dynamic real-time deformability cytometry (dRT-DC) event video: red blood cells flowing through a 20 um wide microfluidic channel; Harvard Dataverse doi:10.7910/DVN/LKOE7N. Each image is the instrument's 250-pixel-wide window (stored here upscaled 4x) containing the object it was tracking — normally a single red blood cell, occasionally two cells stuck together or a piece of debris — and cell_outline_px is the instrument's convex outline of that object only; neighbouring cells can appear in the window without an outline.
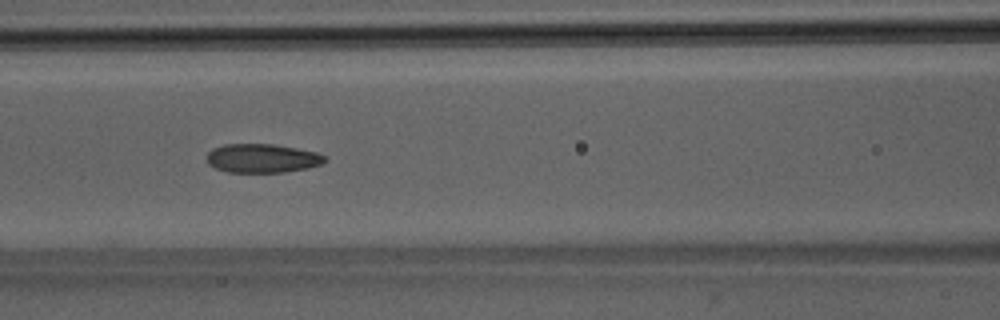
{"species": "Egyptian fruit bat (a non-hibernating species)", "species_latin": "Rousettus aegyptiacus", "temperature_condition": "room temperature", "stored_images_in_passage": 43, "camera_frame_rate_fps": 3000, "um_per_image_px": 0.085, "animal": {"sex": "male"}, "frame": {"image": 1, "passage_image": 15, "time_ms": 4.667, "image_size_px": [1000, 320], "cell_outline_px": [[328, 160], [320, 164], [308, 168], [284, 172], [228, 172], [216, 168], [208, 164], [208, 152], [212, 148], [224, 144], [272, 144], [296, 148], [316, 152], [328, 156]], "centroid_in_image_um": [22.31, 13.45], "position_along_channel_um": 144.3, "area_um2": 19.88}}
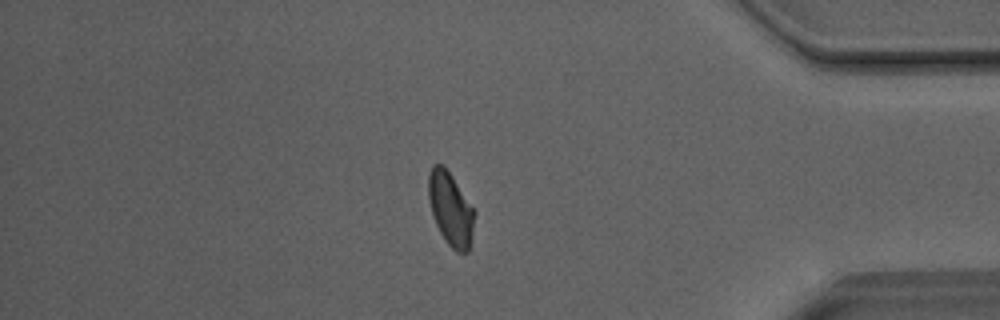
{"frame": {"image": 2, "passage_image": 36, "time_ms": 11.667, "image_size_px": [1000, 320], "cell_outline_px": [[476, 212], [472, 240], [468, 252], [456, 252], [448, 244], [440, 232], [436, 224], [432, 212], [428, 196], [428, 176], [432, 164], [444, 164]], "centroid_in_image_um": [38.31, 17.76], "position_along_channel_um": 396.9, "area_um2": 19.77}}
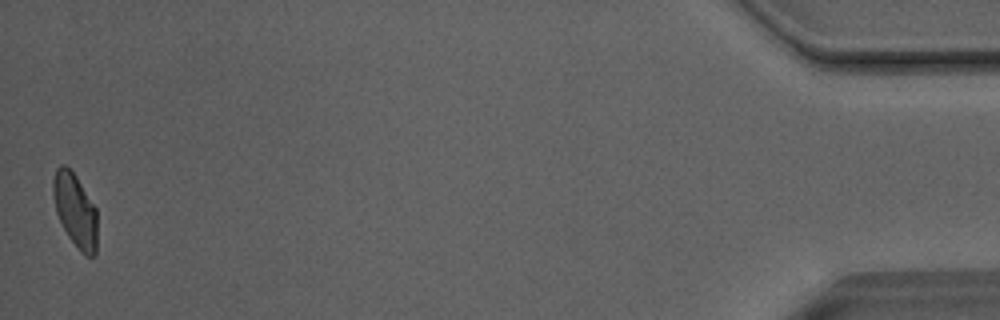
{"frame": {"image": 3, "passage_image": 43, "time_ms": 14.0, "image_size_px": [1000, 320], "cell_outline_px": [[96, 256], [84, 256], [80, 252], [68, 236], [56, 212], [52, 192], [52, 180], [56, 168], [60, 164], [64, 164], [76, 176], [96, 208]], "centroid_in_image_um": [6.38, 17.88], "position_along_channel_um": 428.8, "area_um2": 18.9}}